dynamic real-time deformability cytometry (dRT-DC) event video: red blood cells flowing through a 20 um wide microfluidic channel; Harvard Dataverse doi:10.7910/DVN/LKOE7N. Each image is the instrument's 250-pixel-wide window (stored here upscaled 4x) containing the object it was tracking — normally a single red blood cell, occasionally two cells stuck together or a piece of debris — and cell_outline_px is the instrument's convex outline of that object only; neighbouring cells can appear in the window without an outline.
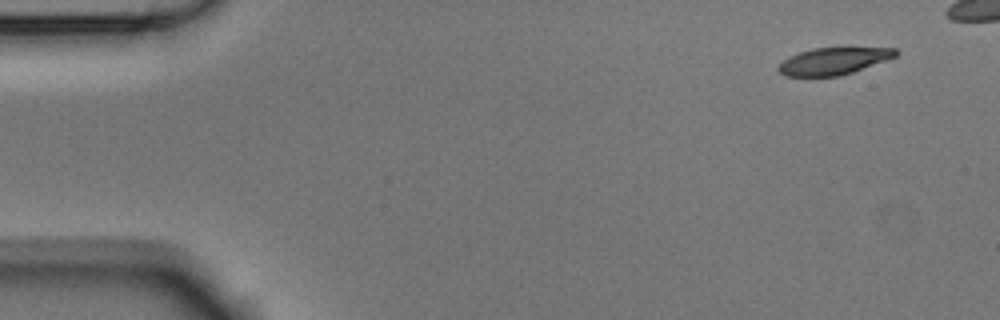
{"species": "Egyptian fruit bat (a non-hibernating species)", "species_latin": "Rousettus aegyptiacus", "temperature_condition": "room temperature", "stored_images_in_passage": 5, "camera_frame_rate_fps": 3000, "um_per_image_px": 0.085, "animal": {"sex": "male"}, "frame": {"image": 1, "passage_image": 1, "time_ms": 0.0, "image_size_px": [1000, 320], "cell_outline_px": [[900, 52], [896, 56], [852, 72], [840, 76], [784, 76], [776, 68], [784, 60], [800, 52], [812, 48], [848, 44], [896, 48]], "centroid_in_image_um": [70.94, 5.12], "position_along_channel_um": 14.1, "area_um2": 19.36}}